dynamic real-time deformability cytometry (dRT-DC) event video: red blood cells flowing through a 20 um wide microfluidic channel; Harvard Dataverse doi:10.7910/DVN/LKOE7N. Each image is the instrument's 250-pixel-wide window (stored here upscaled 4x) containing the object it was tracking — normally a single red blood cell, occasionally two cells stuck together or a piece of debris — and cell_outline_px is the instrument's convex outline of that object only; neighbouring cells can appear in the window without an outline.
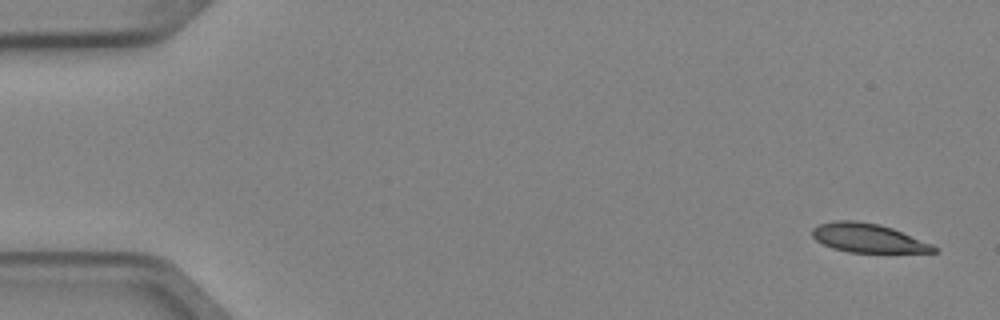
{"species": "Egyptian fruit bat (a non-hibernating species)", "species_latin": "Rousettus aegyptiacus", "temperature_condition": "cold", "stored_images_in_passage": 5, "camera_frame_rate_fps": 3000, "um_per_image_px": 0.085, "animal": {"sex": "female"}, "frame": {"image": 1, "passage_image": 1, "time_ms": 0.0, "image_size_px": [1000, 320], "cell_outline_px": [[936, 252], [848, 252], [832, 248], [816, 240], [812, 236], [812, 228], [820, 224], [832, 220], [856, 220], [880, 224], [892, 228], [932, 244], [936, 248]], "centroid_in_image_um": [73.73, 20.22], "position_along_channel_um": 11.3, "area_um2": 20.35}}
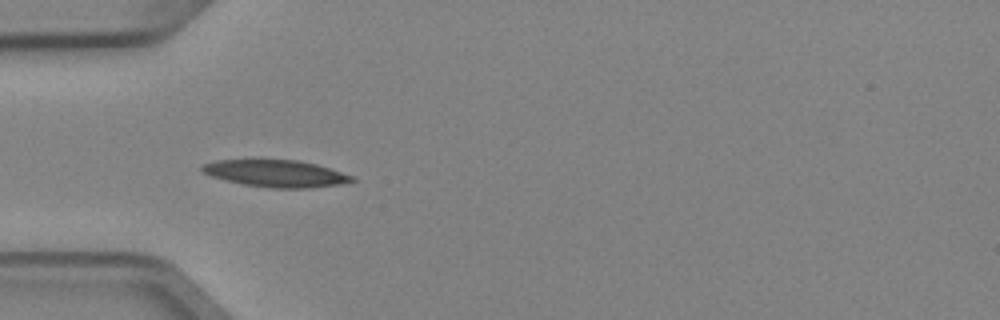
{"frame": {"image": 2, "passage_image": 4, "time_ms": 1.0, "image_size_px": [1000, 320], "cell_outline_px": [[356, 180], [340, 184], [308, 188], [272, 188], [244, 184], [212, 176], [204, 172], [200, 168], [204, 164], [216, 160], [256, 156], [300, 160], [316, 164], [352, 176]], "centroid_in_image_um": [23.38, 14.68], "position_along_channel_um": 61.6, "area_um2": 24.33}}
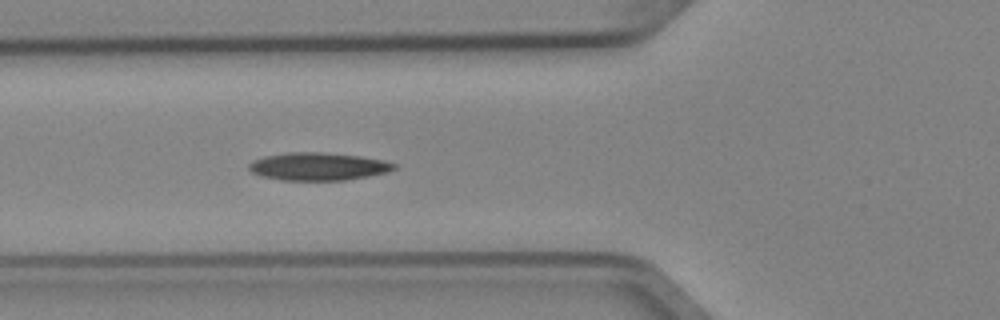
{"frame": {"image": 3, "passage_image": 5, "time_ms": 1.333, "image_size_px": [1000, 320], "cell_outline_px": [[396, 168], [388, 172], [368, 176], [344, 180], [280, 180], [260, 176], [252, 172], [248, 168], [248, 164], [252, 160], [264, 156], [288, 152], [320, 152], [360, 156], [380, 160], [396, 164]], "centroid_in_image_um": [26.99, 14.15], "position_along_channel_um": 98.8, "area_um2": 23.47}}